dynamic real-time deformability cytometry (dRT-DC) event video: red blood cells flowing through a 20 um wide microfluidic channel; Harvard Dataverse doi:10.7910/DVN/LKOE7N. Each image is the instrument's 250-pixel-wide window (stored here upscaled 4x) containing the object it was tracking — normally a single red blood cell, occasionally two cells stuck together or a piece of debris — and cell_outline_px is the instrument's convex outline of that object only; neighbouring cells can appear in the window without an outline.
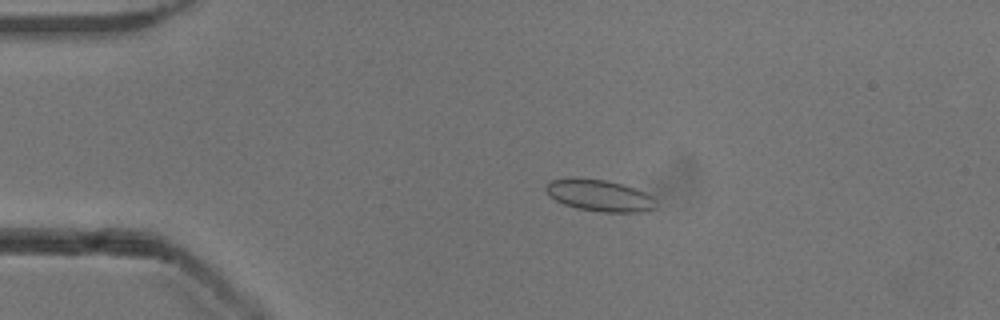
{"species": "common noctule bat (a hibernating species)", "species_latin": "Nyctalus noctula", "temperature_condition": "cold", "stored_images_in_passage": 43, "camera_frame_rate_fps": 3000, "um_per_image_px": 0.085, "animal": {"sex": "male", "body_mass_g": 13.3}, "frame": {"image": 1, "passage_image": 1, "time_ms": 0.0, "image_size_px": [1000, 320], "cell_outline_px": [[656, 208], [644, 212], [600, 212], [576, 208], [564, 204], [548, 196], [544, 188], [552, 180], [576, 176], [604, 180], [624, 184], [644, 192], [652, 196], [656, 200]], "centroid_in_image_um": [50.95, 16.61], "position_along_channel_um": 34.0, "area_um2": 20.63}}
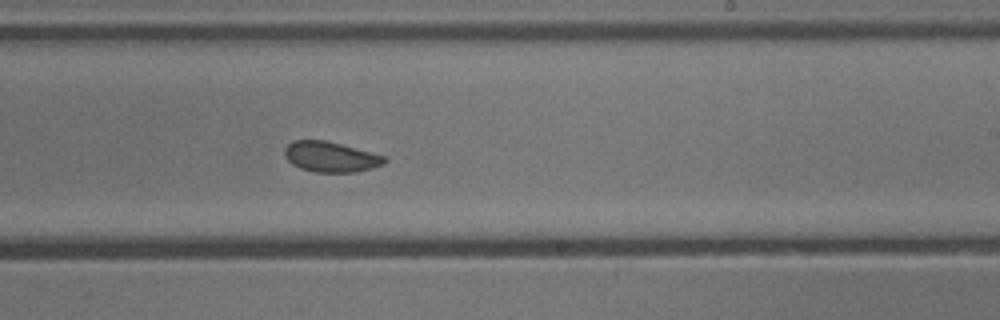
{"frame": {"image": 2, "passage_image": 22, "time_ms": 7.0, "image_size_px": [1000, 320], "cell_outline_px": [[388, 160], [384, 164], [372, 168], [356, 172], [316, 172], [300, 168], [292, 164], [284, 156], [284, 148], [292, 140], [324, 140], [340, 144], [384, 156]], "centroid_in_image_um": [28.08, 13.33], "position_along_channel_um": 260.9, "area_um2": 17.57}}
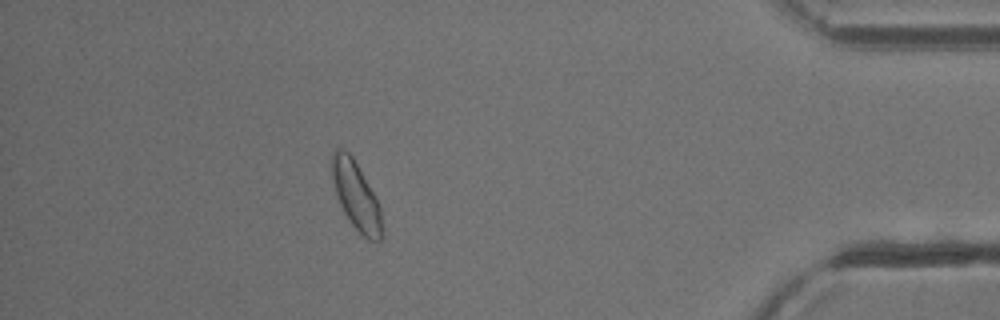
{"frame": {"image": 3, "passage_image": 37, "time_ms": 12.0, "image_size_px": [1000, 320], "cell_outline_px": [[384, 232], [380, 240], [368, 240], [352, 224], [344, 212], [340, 204], [336, 192], [332, 176], [332, 152], [336, 148], [344, 148], [352, 156], [376, 196], [380, 208]], "centroid_in_image_um": [30.29, 16.63], "position_along_channel_um": 404.9, "area_um2": 19.71}, "authors_computed_cell_mechanics": {"area_um2": 18.496, "velocity_mm_per_s": 3.8653, "shape_relaxation_time_tau1_ms": 2.0103, "shape_relaxation_time_tau2_ms": 1.1504, "deformation_change_tau1": 0.046, "deformation_change_tau2": 0.0501}}